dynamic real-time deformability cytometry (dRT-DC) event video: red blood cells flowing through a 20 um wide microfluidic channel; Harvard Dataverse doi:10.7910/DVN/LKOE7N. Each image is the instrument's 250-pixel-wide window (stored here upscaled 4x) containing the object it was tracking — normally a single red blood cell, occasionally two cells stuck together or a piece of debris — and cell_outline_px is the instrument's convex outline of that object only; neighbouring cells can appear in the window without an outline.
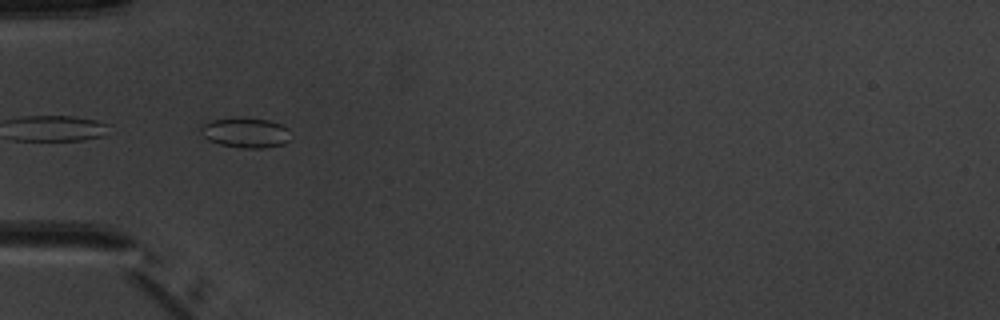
{"species": "common noctule bat (a hibernating species)", "species_latin": "Nyctalus noctula", "temperature_condition": "warm", "stored_images_in_passage": 8, "camera_frame_rate_fps": 3000, "um_per_image_px": 0.085, "animal": {"sex": "male", "body_mass_g": 20.1, "forearm_length_mm": 53.5}, "frame": {"image": 1, "passage_image": 5, "time_ms": 5.667, "image_size_px": [1000, 320], "cell_outline_px": [[292, 136], [284, 144], [264, 148], [240, 148], [220, 144], [208, 140], [200, 132], [200, 124], [212, 120], [232, 116], [244, 116], [268, 120], [280, 124], [288, 128]], "centroid_in_image_um": [20.86, 11.25], "position_along_channel_um": 64.1, "area_um2": 16.3}}
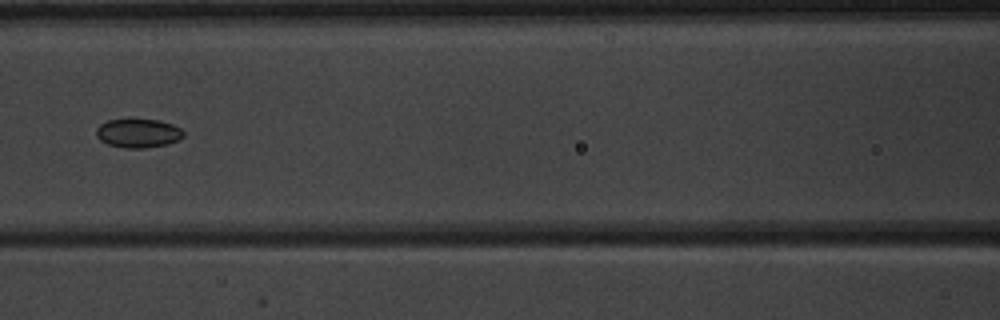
{"frame": {"image": 2, "passage_image": 7, "time_ms": 8.0, "image_size_px": [1000, 320], "cell_outline_px": [[184, 136], [168, 144], [144, 148], [124, 148], [108, 144], [100, 140], [96, 136], [96, 128], [100, 124], [108, 120], [160, 120], [172, 124], [180, 128], [184, 132]], "centroid_in_image_um": [11.73, 11.33], "position_along_channel_um": 154.9, "area_um2": 14.57}}
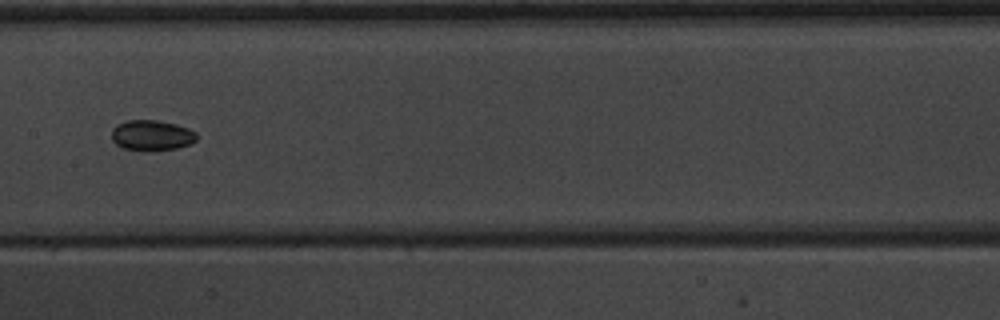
{"frame": {"image": 3, "passage_image": 8, "time_ms": 9.0, "image_size_px": [1000, 320], "cell_outline_px": [[196, 140], [188, 144], [176, 148], [124, 148], [116, 144], [112, 140], [112, 128], [116, 124], [128, 120], [156, 120], [176, 124], [188, 128], [196, 132]], "centroid_in_image_um": [12.88, 11.44], "position_along_channel_um": 194.5, "area_um2": 14.45}}